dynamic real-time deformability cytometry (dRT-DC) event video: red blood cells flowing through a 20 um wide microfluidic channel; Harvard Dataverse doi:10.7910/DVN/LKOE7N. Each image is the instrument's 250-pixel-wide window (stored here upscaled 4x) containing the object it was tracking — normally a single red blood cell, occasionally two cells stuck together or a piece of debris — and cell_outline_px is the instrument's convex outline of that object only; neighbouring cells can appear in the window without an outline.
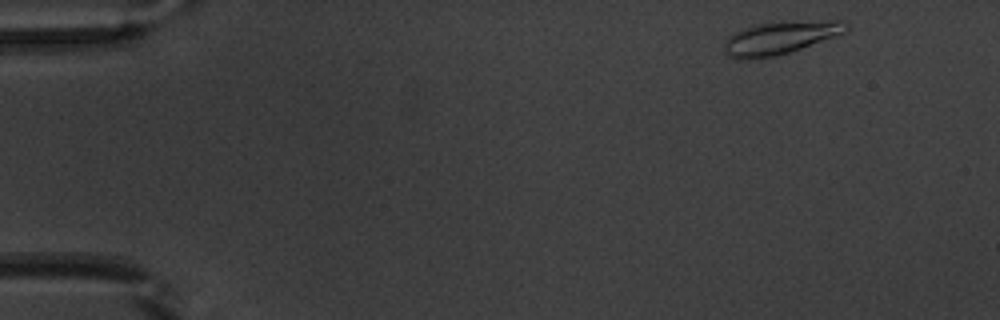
{"species": "common noctule bat (a hibernating species)", "species_latin": "Nyctalus noctula", "temperature_condition": "warm", "stored_images_in_passage": 49, "camera_frame_rate_fps": 3000, "um_per_image_px": 0.085, "animal": {"sex": "male", "body_mass_g": 20.1, "forearm_length_mm": 53.5}, "frame": {"image": 1, "passage_image": 2, "time_ms": 0.333, "image_size_px": [1000, 320], "cell_outline_px": [[852, 24], [848, 32], [776, 56], [748, 60], [736, 60], [728, 56], [724, 52], [724, 40], [728, 36], [740, 28], [772, 20], [848, 20]], "centroid_in_image_um": [66.34, 3.17], "position_along_channel_um": 18.7, "area_um2": 24.51}}
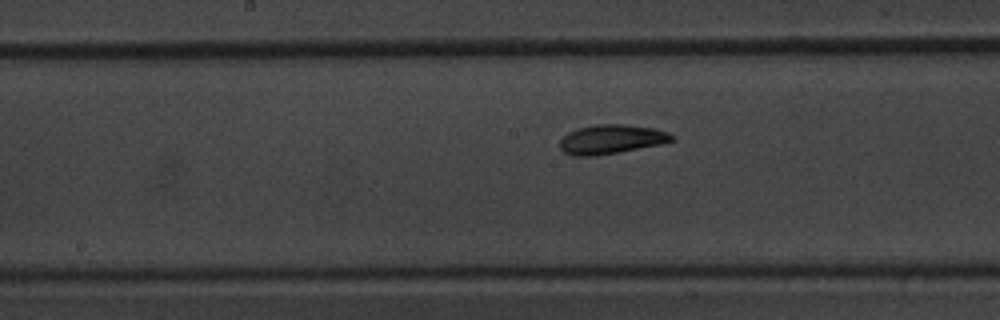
{"frame": {"image": 2, "passage_image": 24, "time_ms": 7.667, "image_size_px": [1000, 320], "cell_outline_px": [[676, 140], [664, 144], [596, 156], [572, 156], [564, 152], [560, 148], [560, 140], [568, 132], [580, 128], [596, 124], [624, 124], [656, 128], [668, 132], [676, 136]], "centroid_in_image_um": [52.02, 11.84], "position_along_channel_um": 196.2, "area_um2": 19.36}}
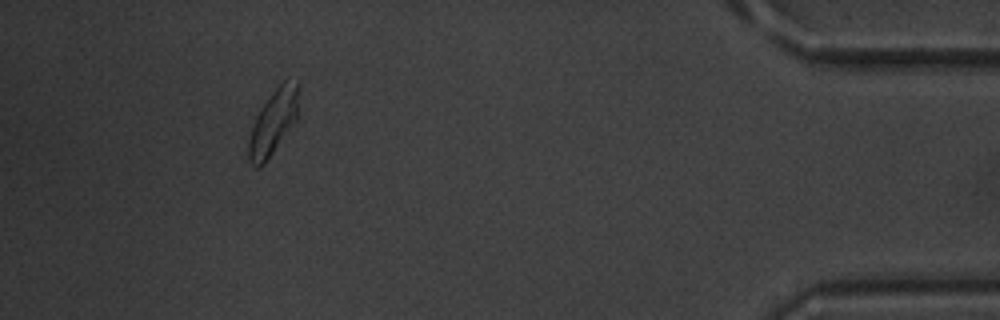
{"frame": {"image": 3, "passage_image": 45, "time_ms": 14.667, "image_size_px": [1000, 320], "cell_outline_px": [[300, 88], [296, 120], [264, 164], [260, 168], [256, 168], [248, 160], [248, 144], [252, 128], [256, 116], [272, 92], [284, 80], [300, 80]], "centroid_in_image_um": [23.25, 10.36], "position_along_channel_um": 411.9, "area_um2": 18.79}, "authors_computed_cell_mechanics": {"area_um2": 18.785, "velocity_mm_per_s": 3.8682, "shape_relaxation_time_tau1_ms": 3.1229, "shape_relaxation_time_tau2_ms": 3.7393, "deformation_change_tau1": 0.1163, "deformation_change_tau2": 0.0947}}